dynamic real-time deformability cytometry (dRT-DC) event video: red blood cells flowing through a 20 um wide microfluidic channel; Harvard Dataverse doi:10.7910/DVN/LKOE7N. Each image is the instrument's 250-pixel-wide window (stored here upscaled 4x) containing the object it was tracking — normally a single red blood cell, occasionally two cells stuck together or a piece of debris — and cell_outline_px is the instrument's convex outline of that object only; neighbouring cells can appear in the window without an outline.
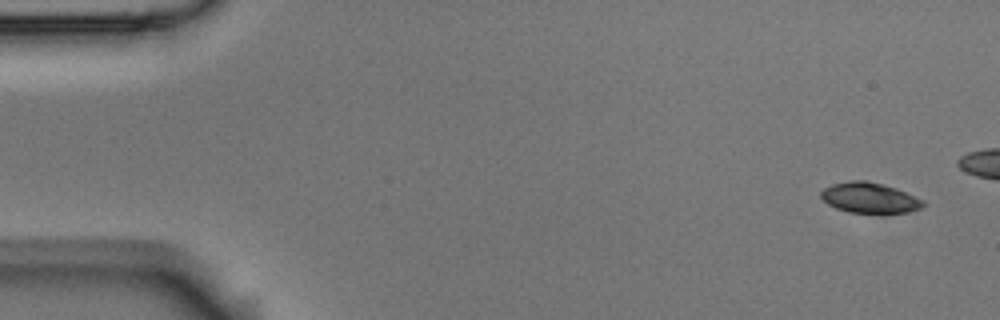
{"species": "Egyptian fruit bat (a non-hibernating species)", "species_latin": "Rousettus aegyptiacus", "temperature_condition": "room temperature", "stored_images_in_passage": 4, "camera_frame_rate_fps": 3000, "um_per_image_px": 0.085, "animal": {"sex": "male"}, "frame": {"image": 1, "passage_image": 1, "time_ms": 0.0, "image_size_px": [1000, 320], "cell_outline_px": [[928, 204], [924, 208], [908, 212], [848, 212], [836, 208], [828, 204], [820, 196], [820, 192], [824, 188], [832, 184], [848, 180], [868, 180], [896, 188], [924, 200]], "centroid_in_image_um": [73.94, 16.8], "position_along_channel_um": 11.1, "area_um2": 18.21}}